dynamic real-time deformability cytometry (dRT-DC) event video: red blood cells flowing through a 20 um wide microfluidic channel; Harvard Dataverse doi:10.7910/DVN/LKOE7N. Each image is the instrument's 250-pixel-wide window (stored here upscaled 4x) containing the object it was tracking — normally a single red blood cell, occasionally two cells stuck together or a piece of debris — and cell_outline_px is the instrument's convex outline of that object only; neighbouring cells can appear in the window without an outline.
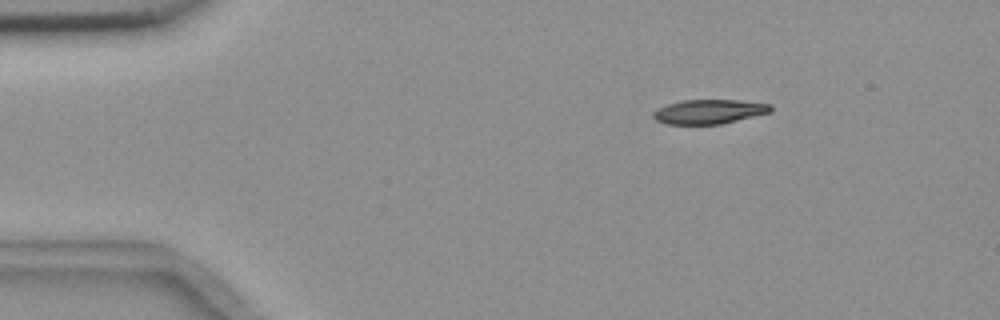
{"species": "common noctule bat (a hibernating species)", "species_latin": "Nyctalus noctula", "temperature_condition": "room temperature", "stored_images_in_passage": 2, "camera_frame_rate_fps": 3000, "um_per_image_px": 0.085, "animal": {"sex": "female", "body_mass_g": 18.4}, "frame": {"image": 1, "passage_image": 1, "time_ms": 0.0, "image_size_px": [1000, 320], "cell_outline_px": [[772, 112], [720, 124], [664, 124], [656, 120], [652, 116], [652, 112], [656, 108], [680, 100], [740, 100], [772, 104]], "centroid_in_image_um": [60.25, 9.48], "position_along_channel_um": 24.7, "area_um2": 16.82}}